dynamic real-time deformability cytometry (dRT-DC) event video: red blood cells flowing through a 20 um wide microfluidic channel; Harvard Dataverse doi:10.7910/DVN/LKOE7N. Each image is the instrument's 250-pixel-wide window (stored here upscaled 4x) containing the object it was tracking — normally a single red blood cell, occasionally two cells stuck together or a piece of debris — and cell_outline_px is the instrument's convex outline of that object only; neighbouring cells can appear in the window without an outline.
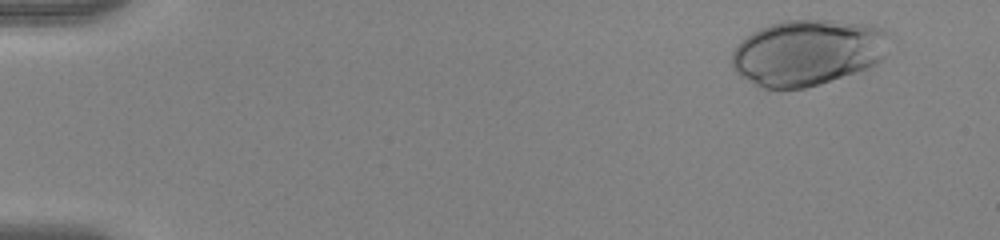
{"species": "human", "species_latin": "Homo sapiens", "temperature_condition": "warm", "stored_images_in_passage": 52, "camera_frame_rate_fps": 3000, "um_per_image_px": 0.085, "donor": {"sex": "female"}, "frame": {"image": 1, "passage_image": 4, "time_ms": 1.0, "image_size_px": [1000, 240], "cell_outline_px": [[892, 32], [884, 56], [876, 64], [868, 68], [820, 84], [804, 88], [760, 88], [740, 76], [732, 68], [732, 52], [740, 40], [752, 32], [760, 28], [784, 20], [836, 20], [876, 24]], "centroid_in_image_um": [68.69, 4.44], "position_along_channel_um": 16.3, "area_um2": 61.33}}
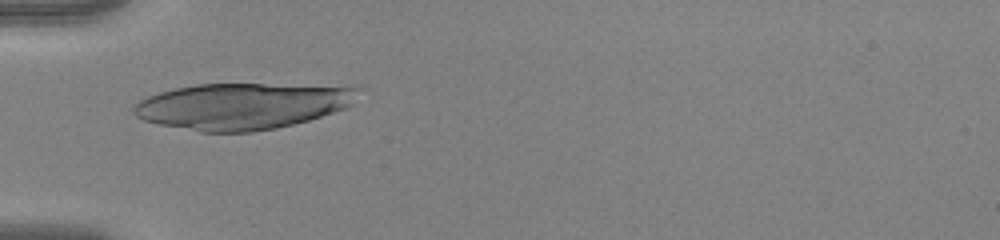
{"frame": {"image": 2, "passage_image": 18, "time_ms": 5.667, "image_size_px": [1000, 240], "cell_outline_px": [[360, 88], [352, 104], [344, 108], [308, 120], [276, 128], [252, 132], [200, 132], [160, 124], [144, 120], [136, 116], [132, 112], [132, 108], [140, 100], [148, 96], [160, 92], [176, 88], [196, 84], [352, 84]], "centroid_in_image_um": [20.66, 8.99], "position_along_channel_um": 64.3, "area_um2": 61.04}}
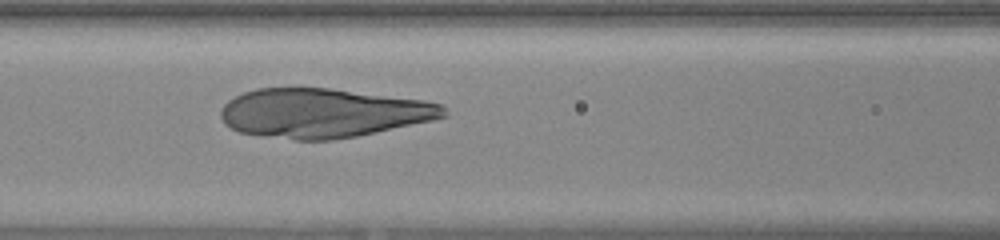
{"frame": {"image": 3, "passage_image": 24, "time_ms": 7.667, "image_size_px": [1000, 240], "cell_outline_px": [[448, 116], [432, 120], [356, 136], [332, 140], [296, 140], [240, 132], [224, 124], [220, 116], [220, 112], [224, 104], [228, 100], [244, 92], [256, 88], [328, 88], [424, 100], [444, 104]], "centroid_in_image_um": [27.46, 9.6], "position_along_channel_um": 139.1, "area_um2": 63.7}}